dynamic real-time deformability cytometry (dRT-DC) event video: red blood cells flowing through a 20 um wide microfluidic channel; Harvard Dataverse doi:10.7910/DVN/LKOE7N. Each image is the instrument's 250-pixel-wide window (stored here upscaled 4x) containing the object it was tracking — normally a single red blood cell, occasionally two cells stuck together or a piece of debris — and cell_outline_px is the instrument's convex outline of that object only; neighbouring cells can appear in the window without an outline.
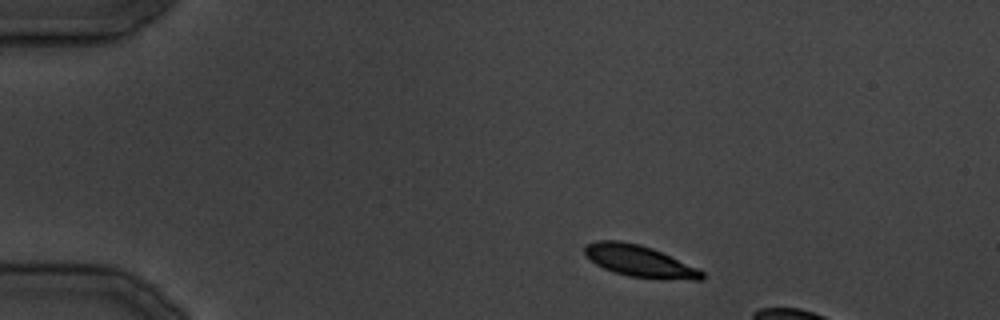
{"species": "common noctule bat (a hibernating species)", "species_latin": "Nyctalus noctula", "temperature_condition": "cold", "stored_images_in_passage": 6, "camera_frame_rate_fps": 3000, "um_per_image_px": 0.085, "animal": {"sex": "male", "body_mass_g": 19.5, "forearm_length_mm": 54.6}, "frame": {"image": 1, "passage_image": 1, "time_ms": 0.0, "image_size_px": [1000, 320], "cell_outline_px": [[704, 276], [700, 280], [696, 280], [628, 276], [604, 268], [596, 264], [584, 252], [584, 244], [596, 240], [620, 240], [640, 244], [652, 248], [696, 268], [704, 272]], "centroid_in_image_um": [54.3, 22.16], "position_along_channel_um": 30.7, "area_um2": 21.1}}